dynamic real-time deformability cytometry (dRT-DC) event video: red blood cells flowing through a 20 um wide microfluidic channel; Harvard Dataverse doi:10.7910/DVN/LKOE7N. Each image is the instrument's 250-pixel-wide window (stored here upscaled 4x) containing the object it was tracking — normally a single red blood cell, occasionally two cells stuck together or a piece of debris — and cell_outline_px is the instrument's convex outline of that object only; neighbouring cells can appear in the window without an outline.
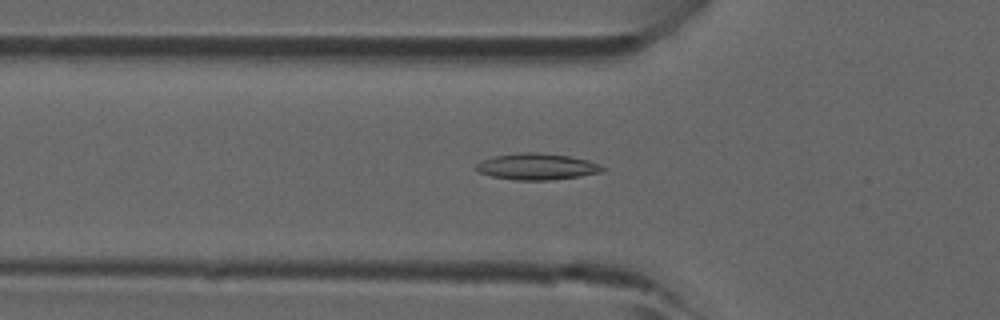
{"species": "common noctule bat (a hibernating species)", "species_latin": "Nyctalus noctula", "temperature_condition": "room temperature", "stored_images_in_passage": 32, "camera_frame_rate_fps": 3000, "um_per_image_px": 0.085, "animal": {"sex": "male", "forearm_length_mm": 52.5}, "frame": {"image": 1, "passage_image": 7, "time_ms": 2.0, "image_size_px": [1000, 320], "cell_outline_px": [[608, 168], [604, 172], [580, 176], [548, 180], [516, 180], [492, 176], [480, 172], [476, 168], [476, 164], [484, 160], [496, 156], [520, 152], [540, 152], [568, 156], [588, 160], [600, 164]], "centroid_in_image_um": [45.72, 14.16], "position_along_channel_um": 80.1, "area_um2": 19.36}}
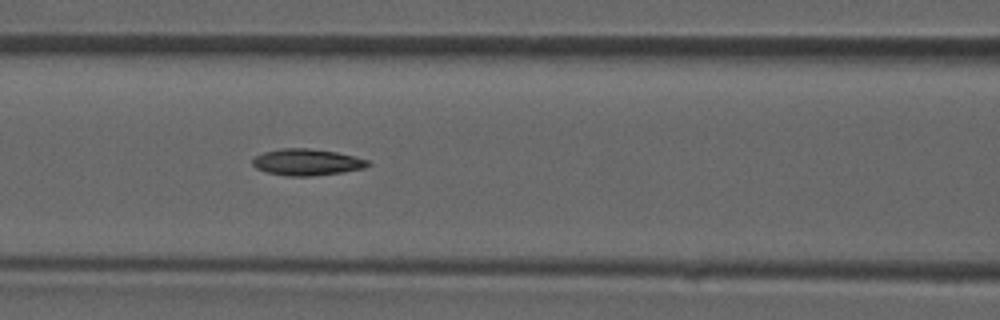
{"frame": {"image": 2, "passage_image": 11, "time_ms": 3.333, "image_size_px": [1000, 320], "cell_outline_px": [[372, 164], [364, 168], [344, 172], [312, 176], [284, 176], [268, 172], [256, 168], [252, 164], [252, 160], [256, 156], [264, 152], [280, 148], [308, 148], [336, 152], [368, 160]], "centroid_in_image_um": [26.08, 13.79], "position_along_channel_um": 140.5, "area_um2": 17.8}}
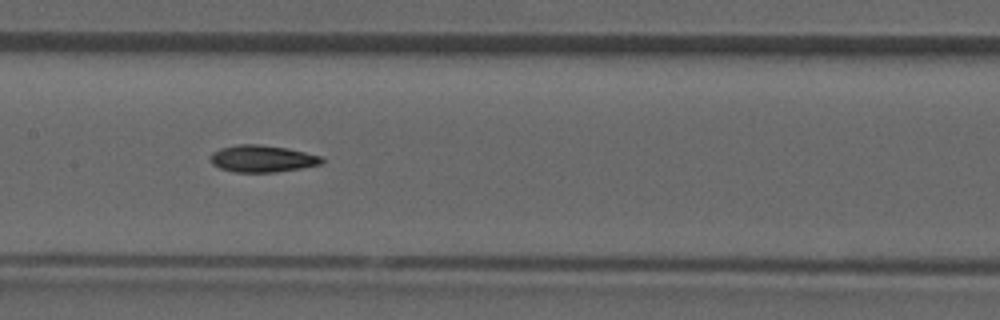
{"frame": {"image": 3, "passage_image": 14, "time_ms": 4.333, "image_size_px": [1000, 320], "cell_outline_px": [[324, 164], [276, 172], [236, 172], [220, 168], [212, 164], [212, 152], [220, 148], [236, 144], [260, 144], [288, 148], [324, 156]], "centroid_in_image_um": [22.35, 13.48], "position_along_channel_um": 185.0, "area_um2": 17.63}}